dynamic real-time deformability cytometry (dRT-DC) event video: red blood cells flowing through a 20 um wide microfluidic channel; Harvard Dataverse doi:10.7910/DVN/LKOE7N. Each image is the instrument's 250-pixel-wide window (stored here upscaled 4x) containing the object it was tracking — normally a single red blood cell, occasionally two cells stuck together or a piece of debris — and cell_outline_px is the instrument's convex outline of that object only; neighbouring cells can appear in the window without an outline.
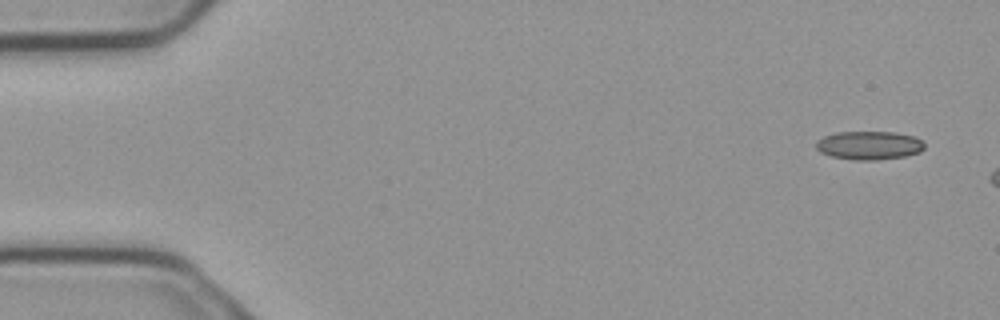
{"species": "common noctule bat (a hibernating species)", "species_latin": "Nyctalus noctula", "temperature_condition": "cold", "stored_images_in_passage": 3, "camera_frame_rate_fps": 3000, "um_per_image_px": 0.085, "animal": {"sex": "male", "body_mass_g": 23.1, "forearm_length_mm": 52.7}, "frame": {"image": 1, "passage_image": 1, "time_ms": 0.0, "image_size_px": [1000, 320], "cell_outline_px": [[924, 148], [920, 152], [904, 156], [876, 160], [856, 160], [832, 156], [820, 152], [816, 148], [816, 140], [824, 136], [836, 132], [896, 132], [916, 136], [924, 144]], "centroid_in_image_um": [73.87, 12.34], "position_along_channel_um": 11.1, "area_um2": 18.03}}